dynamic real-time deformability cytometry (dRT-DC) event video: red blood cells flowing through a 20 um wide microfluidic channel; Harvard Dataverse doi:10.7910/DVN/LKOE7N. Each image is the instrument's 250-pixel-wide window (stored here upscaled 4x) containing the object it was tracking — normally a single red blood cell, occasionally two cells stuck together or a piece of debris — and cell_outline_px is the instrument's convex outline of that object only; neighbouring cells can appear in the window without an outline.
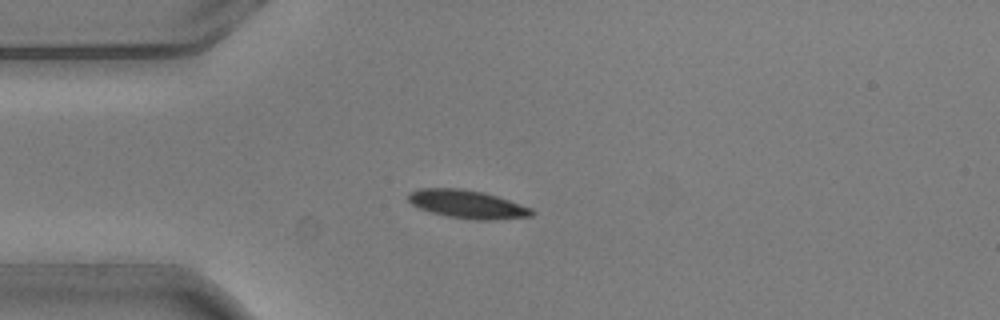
{"species": "common noctule bat (a hibernating species)", "species_latin": "Nyctalus noctula", "temperature_condition": "warm", "stored_images_in_passage": 5, "camera_frame_rate_fps": 3000, "um_per_image_px": 0.085, "animal": {"sex": "male", "body_mass_g": 20.5, "forearm_length_mm": 52.5}, "frame": {"image": 1, "passage_image": 2, "time_ms": 0.333, "image_size_px": [1000, 320], "cell_outline_px": [[536, 212], [532, 216], [488, 220], [472, 220], [448, 216], [432, 212], [420, 208], [412, 204], [408, 200], [408, 192], [420, 188], [460, 188], [484, 192], [532, 208]], "centroid_in_image_um": [39.72, 17.35], "position_along_channel_um": 45.3, "area_um2": 20.23}}
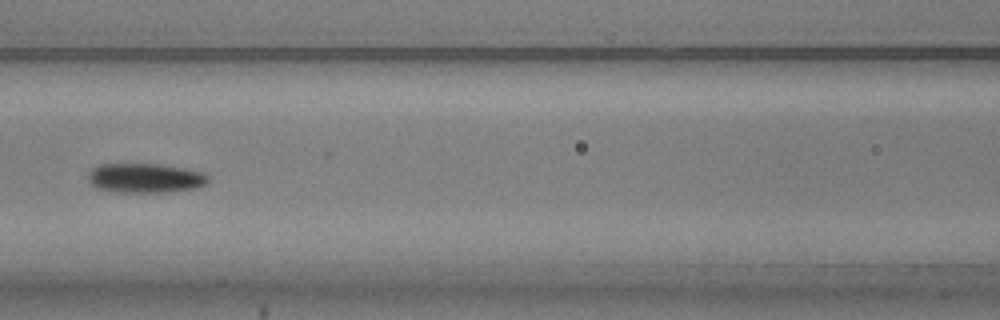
{"frame": {"image": 2, "passage_image": 5, "time_ms": 1.333, "image_size_px": [1000, 320], "cell_outline_px": [[208, 180], [204, 184], [196, 188], [168, 192], [112, 192], [96, 188], [88, 180], [88, 172], [92, 168], [100, 164], [160, 164], [184, 168], [204, 172], [208, 176]], "centroid_in_image_um": [12.31, 15.13], "position_along_channel_um": 154.3, "area_um2": 20.75}}